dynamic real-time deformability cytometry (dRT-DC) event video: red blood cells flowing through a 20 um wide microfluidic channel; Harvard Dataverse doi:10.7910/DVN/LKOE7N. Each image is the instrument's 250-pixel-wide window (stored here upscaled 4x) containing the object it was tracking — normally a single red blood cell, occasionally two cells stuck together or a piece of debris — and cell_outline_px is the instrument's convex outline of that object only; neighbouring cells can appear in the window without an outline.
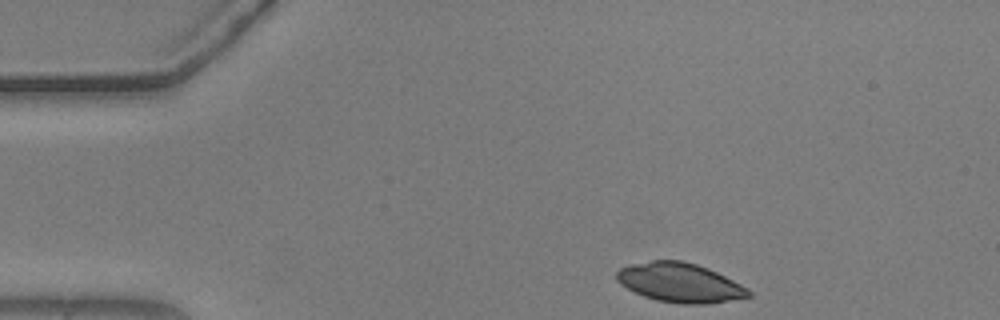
{"species": "common noctule bat (a hibernating species)", "species_latin": "Nyctalus noctula", "temperature_condition": "warm", "stored_images_in_passage": 47, "camera_frame_rate_fps": 3000, "um_per_image_px": 0.085, "animal": {"sex": "male", "body_mass_g": 20.5, "forearm_length_mm": 52.5}, "frame": {"image": 1, "passage_image": 1, "time_ms": 0.0, "image_size_px": [1000, 320], "cell_outline_px": [[752, 296], [708, 304], [680, 304], [656, 300], [644, 296], [620, 284], [616, 280], [616, 272], [620, 268], [632, 264], [652, 260], [680, 260], [696, 264], [708, 268], [748, 288], [752, 292]], "centroid_in_image_um": [57.79, 24.03], "position_along_channel_um": 27.2, "area_um2": 30.11}}
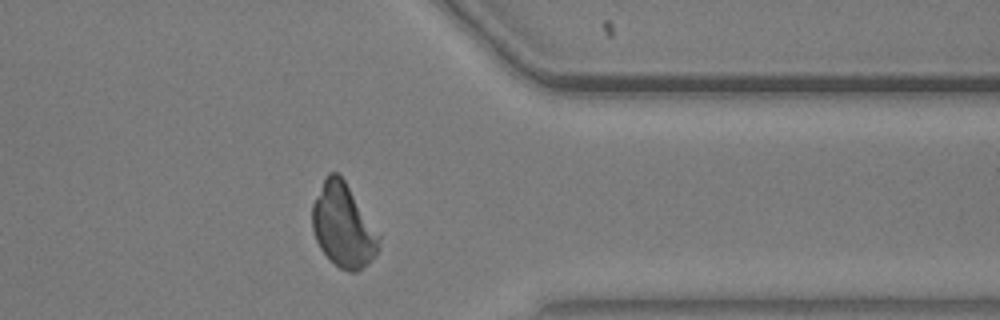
{"frame": {"image": 2, "passage_image": 36, "time_ms": 11.667, "image_size_px": [1000, 320], "cell_outline_px": [[380, 248], [376, 256], [368, 264], [356, 272], [348, 272], [340, 268], [320, 248], [316, 240], [312, 228], [312, 204], [328, 172], [336, 172], [344, 180], [380, 236]], "centroid_in_image_um": [29.18, 19.21], "position_along_channel_um": 382.2, "area_um2": 32.02}}
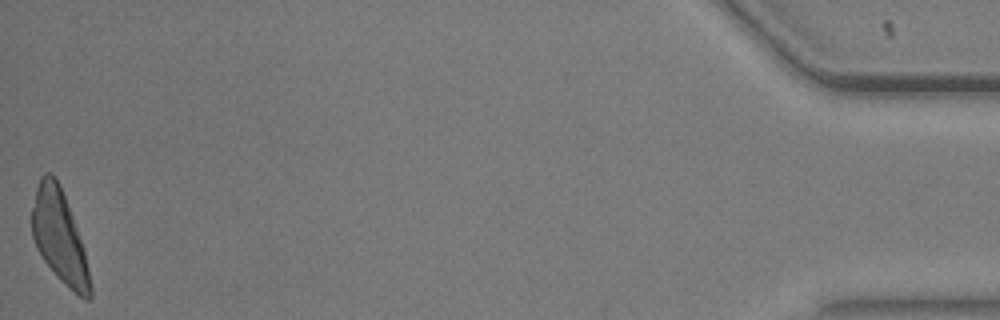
{"frame": {"image": 3, "passage_image": 47, "time_ms": 15.333, "image_size_px": [1000, 320], "cell_outline_px": [[92, 300], [84, 300], [44, 260], [36, 248], [32, 236], [32, 208], [36, 188], [40, 176], [44, 172], [48, 172], [60, 184], [84, 248], [92, 288]], "centroid_in_image_um": [5.05, 20.07], "position_along_channel_um": 430.1, "area_um2": 30.58}}